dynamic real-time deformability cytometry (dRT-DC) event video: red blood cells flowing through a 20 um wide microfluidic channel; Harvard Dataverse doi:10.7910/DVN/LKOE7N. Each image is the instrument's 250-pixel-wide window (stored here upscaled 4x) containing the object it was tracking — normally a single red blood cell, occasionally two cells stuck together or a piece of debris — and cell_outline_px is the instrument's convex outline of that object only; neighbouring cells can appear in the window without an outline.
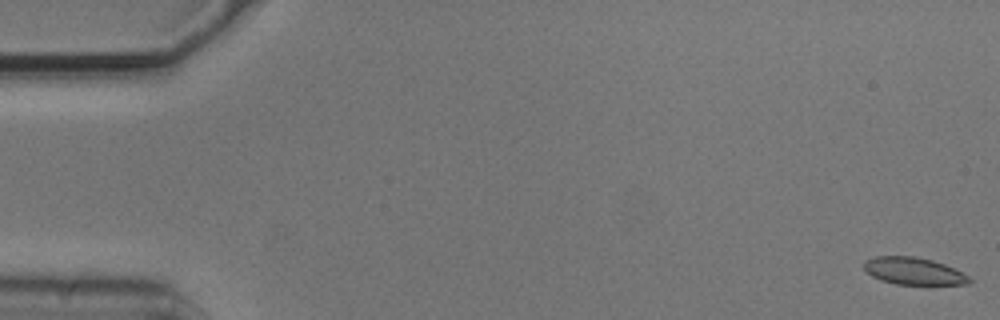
{"species": "common noctule bat (a hibernating species)", "species_latin": "Nyctalus noctula", "temperature_condition": "cold", "stored_images_in_passage": 54, "camera_frame_rate_fps": 3000, "um_per_image_px": 0.085, "animal": {"sex": "male", "body_mass_g": 20.5, "forearm_length_mm": 52.5}, "frame": {"image": 1, "passage_image": 1, "time_ms": 0.0, "image_size_px": [1000, 320], "cell_outline_px": [[972, 280], [968, 284], [896, 284], [880, 280], [872, 276], [864, 268], [864, 260], [872, 256], [912, 256], [932, 260], [944, 264], [968, 276]], "centroid_in_image_um": [77.61, 23.03], "position_along_channel_um": 7.4, "area_um2": 16.53}}
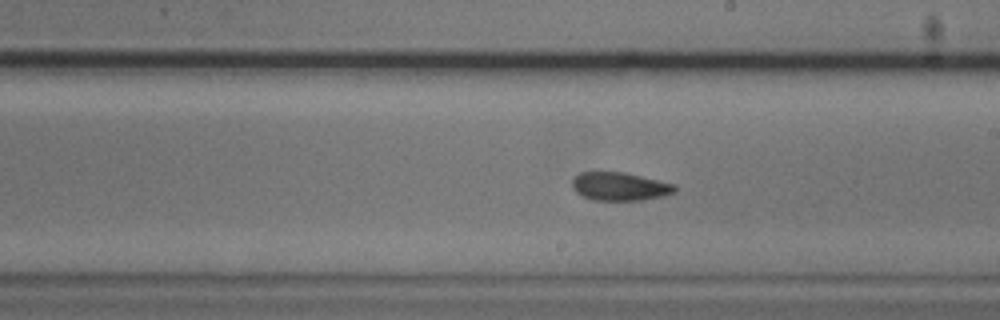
{"frame": {"image": 2, "passage_image": 31, "time_ms": 10.0, "image_size_px": [1000, 320], "cell_outline_px": [[676, 192], [664, 196], [640, 200], [592, 200], [580, 196], [572, 188], [572, 180], [580, 172], [624, 172], [676, 184]], "centroid_in_image_um": [52.68, 15.85], "position_along_channel_um": 236.3, "area_um2": 17.05}}
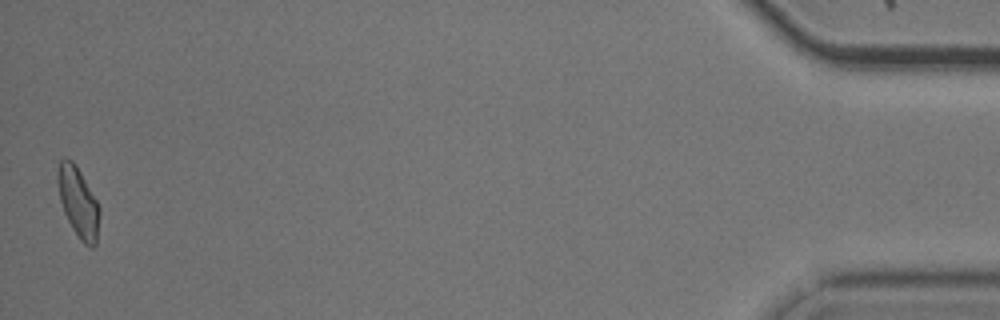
{"frame": {"image": 3, "passage_image": 54, "time_ms": 17.667, "image_size_px": [1000, 320], "cell_outline_px": [[100, 216], [96, 244], [92, 248], [84, 244], [80, 240], [72, 228], [64, 212], [60, 200], [56, 180], [56, 176], [60, 160], [64, 156], [72, 160], [76, 164], [96, 200], [100, 208]], "centroid_in_image_um": [6.64, 17.18], "position_along_channel_um": 428.6, "area_um2": 17.22}, "authors_computed_cell_mechanics": {"area_um2": 17.2822, "velocity_mm_per_s": 3.7263, "shape_relaxation_time_tau1_ms": null, "shape_relaxation_time_tau2_ms": 3.7335, "deformation_change_tau1": null, "deformation_change_tau2": 0.1122}}